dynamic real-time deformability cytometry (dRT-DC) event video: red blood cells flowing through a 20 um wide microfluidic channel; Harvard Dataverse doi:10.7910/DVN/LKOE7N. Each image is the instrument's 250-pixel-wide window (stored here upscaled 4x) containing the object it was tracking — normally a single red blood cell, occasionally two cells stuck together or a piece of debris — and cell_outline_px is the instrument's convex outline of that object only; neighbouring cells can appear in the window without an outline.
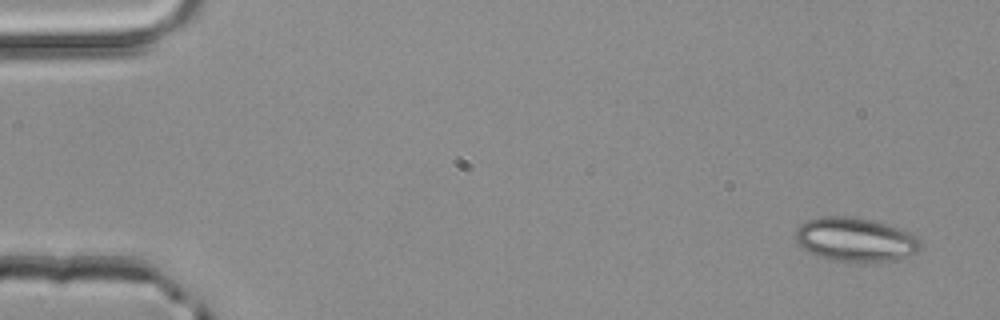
{"species": "common noctule bat (a hibernating species)", "species_latin": "Nyctalus noctula", "temperature_condition": "room temperature", "stored_images_in_passage": 4, "camera_frame_rate_fps": 3000, "um_per_image_px": 0.085, "animal": {"sex": "male", "body_mass_g": 20.4}, "frame": {"image": 1, "passage_image": 1, "time_ms": 0.0, "image_size_px": [1000, 320], "cell_outline_px": [[920, 248], [916, 252], [892, 260], [864, 264], [856, 264], [832, 260], [820, 256], [804, 248], [796, 240], [796, 228], [800, 224], [808, 220], [820, 216], [856, 216], [872, 220], [900, 228], [916, 236], [920, 240]], "centroid_in_image_um": [72.71, 20.37], "position_along_channel_um": 12.3, "area_um2": 32.25}}
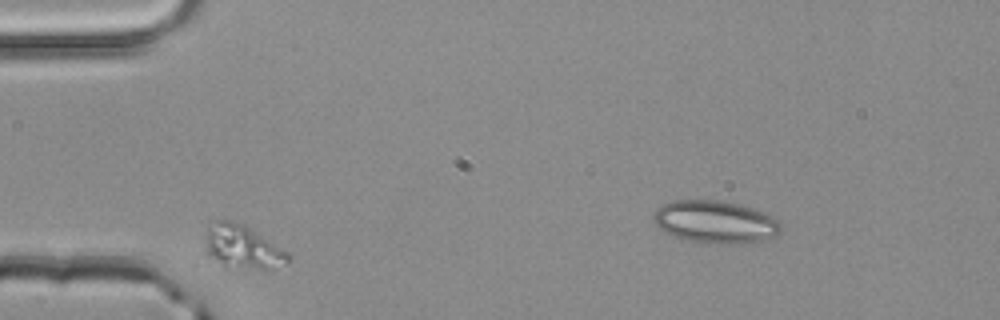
{"frame": {"image": 2, "passage_image": 2, "time_ms": 0.333, "image_size_px": [1000, 320], "cell_outline_px": [[292, 256], [284, 264], [268, 268], [224, 268], [208, 252], [208, 228], [216, 220], [228, 220], [244, 224], [288, 252]], "centroid_in_image_um": [20.66, 20.99], "position_along_channel_um": 64.3, "area_um2": 20.35}}
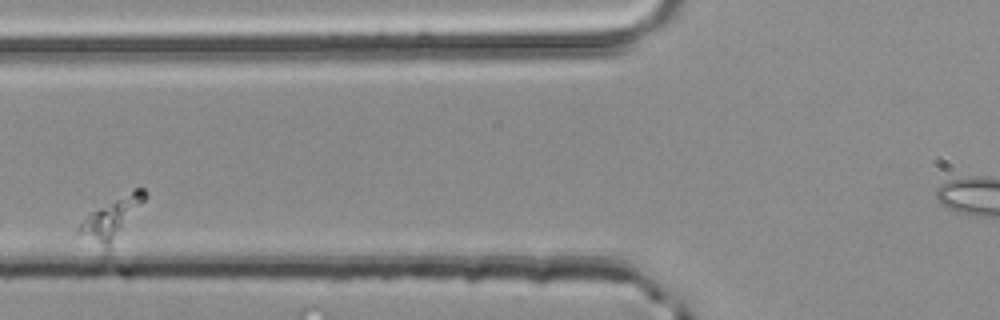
{"frame": {"image": 3, "passage_image": 3, "time_ms": 0.667, "image_size_px": [1000, 320], "cell_outline_px": [[144, 200], [104, 256], [76, 232], [76, 228], [88, 212], [132, 188], [144, 188]], "centroid_in_image_um": [9.35, 18.67], "position_along_channel_um": 116.5, "area_um2": 16.3}}